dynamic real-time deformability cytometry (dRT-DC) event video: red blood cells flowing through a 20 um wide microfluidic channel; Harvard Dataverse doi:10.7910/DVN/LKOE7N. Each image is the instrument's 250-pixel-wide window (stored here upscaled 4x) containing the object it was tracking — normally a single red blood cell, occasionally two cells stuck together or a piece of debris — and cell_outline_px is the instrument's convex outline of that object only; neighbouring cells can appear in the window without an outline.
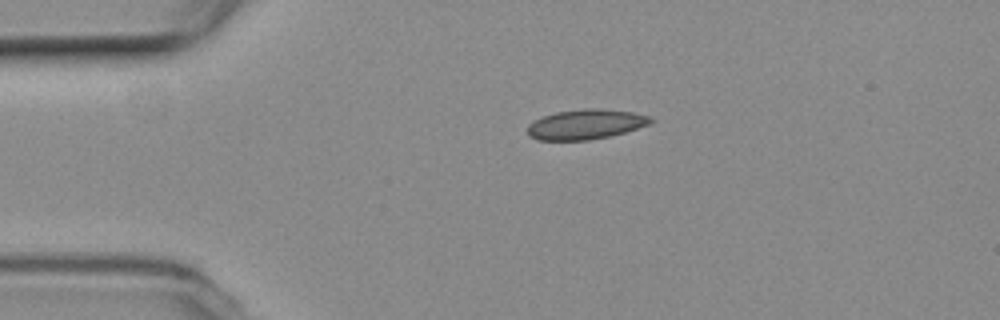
{"species": "common noctule bat (a hibernating species)", "species_latin": "Nyctalus noctula", "temperature_condition": "room temperature", "stored_images_in_passage": 44, "camera_frame_rate_fps": 3000, "um_per_image_px": 0.085, "animal": {"sex": "female", "body_mass_g": 19.3, "forearm_length_mm": 54.1}, "frame": {"image": 1, "passage_image": 1, "time_ms": 0.0, "image_size_px": [1000, 320], "cell_outline_px": [[656, 120], [648, 124], [624, 132], [608, 136], [588, 140], [540, 140], [528, 136], [528, 124], [544, 116], [556, 112], [584, 108], [600, 108], [632, 112], [652, 116]], "centroid_in_image_um": [49.8, 10.56], "position_along_channel_um": 35.2, "area_um2": 21.39}}
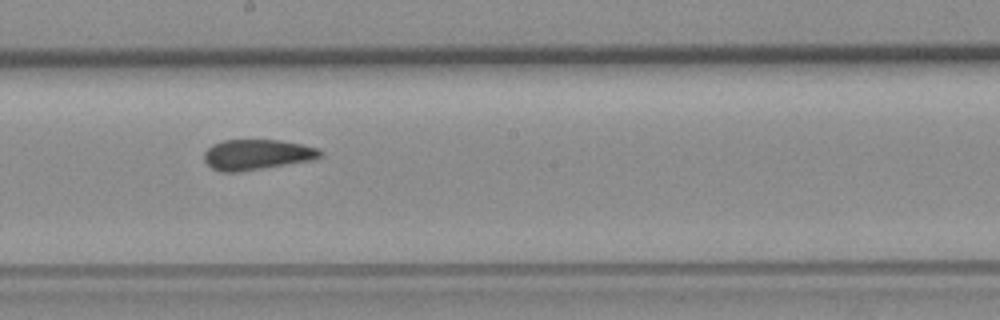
{"frame": {"image": 2, "passage_image": 19, "time_ms": 6.0, "image_size_px": [1000, 320], "cell_outline_px": [[324, 156], [312, 160], [240, 172], [220, 172], [212, 168], [204, 160], [204, 152], [212, 144], [224, 140], [280, 140], [304, 144], [320, 148], [324, 152]], "centroid_in_image_um": [21.89, 13.14], "position_along_channel_um": 226.3, "area_um2": 20.87}}
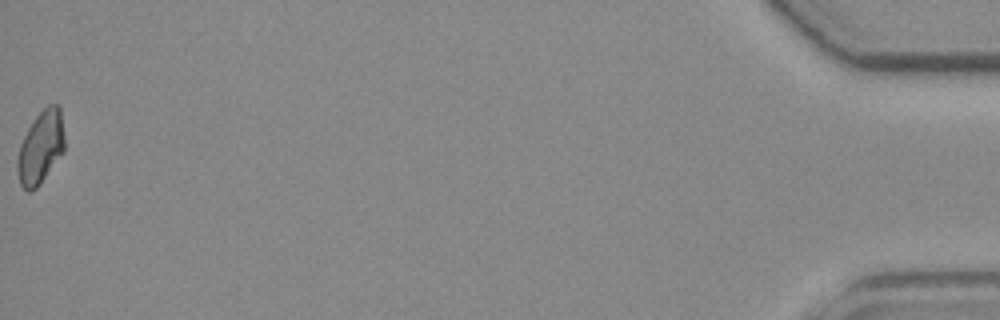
{"frame": {"image": 3, "passage_image": 44, "time_ms": 14.333, "image_size_px": [1000, 320], "cell_outline_px": [[64, 152], [36, 188], [32, 192], [28, 192], [20, 184], [16, 168], [16, 160], [20, 144], [28, 128], [36, 116], [48, 104], [56, 104], [60, 108], [64, 136]], "centroid_in_image_um": [3.44, 12.54], "position_along_channel_um": 431.8, "area_um2": 19.94}, "authors_computed_cell_mechanics": {"area_um2": 20.9236, "velocity_mm_per_s": 3.7598, "shape_relaxation_time_tau1_ms": null, "shape_relaxation_time_tau2_ms": 1.3211, "deformation_change_tau1": null, "deformation_change_tau2": 0.0553}}